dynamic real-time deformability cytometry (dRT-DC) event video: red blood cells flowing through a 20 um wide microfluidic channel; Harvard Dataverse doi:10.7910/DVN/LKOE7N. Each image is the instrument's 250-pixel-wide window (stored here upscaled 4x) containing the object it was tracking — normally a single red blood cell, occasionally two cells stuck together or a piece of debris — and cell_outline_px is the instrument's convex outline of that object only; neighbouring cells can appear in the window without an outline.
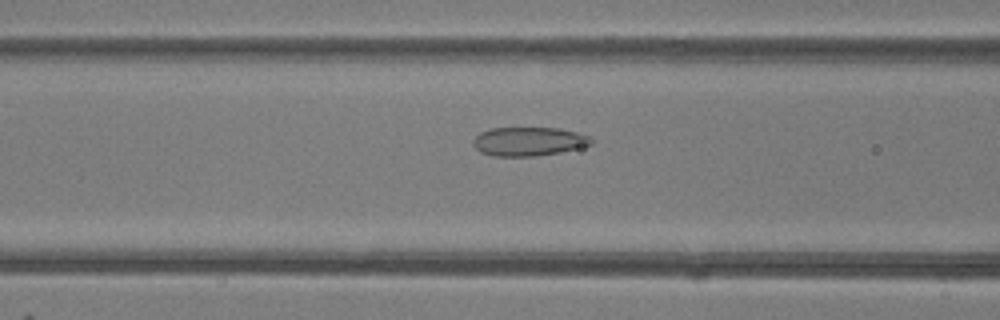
{"species": "common noctule bat (a hibernating species)", "species_latin": "Nyctalus noctula", "temperature_condition": "room temperature", "stored_images_in_passage": 49, "camera_frame_rate_fps": 3000, "um_per_image_px": 0.085, "animal": {"sex": "female"}, "frame": {"image": 1, "passage_image": 20, "time_ms": 6.333, "image_size_px": [1000, 320], "cell_outline_px": [[592, 144], [560, 152], [536, 156], [492, 156], [480, 152], [472, 144], [472, 140], [480, 132], [492, 128], [560, 128], [576, 132], [588, 136], [592, 140]], "centroid_in_image_um": [44.89, 12.02], "position_along_channel_um": 121.7, "area_um2": 19.77}}
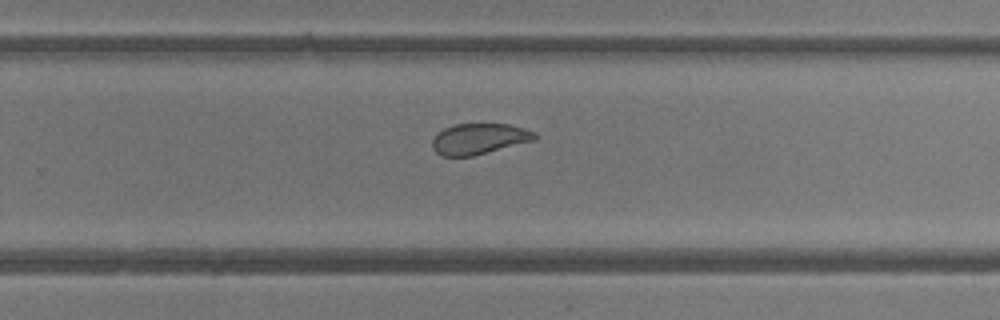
{"frame": {"image": 2, "passage_image": 32, "time_ms": 10.333, "image_size_px": [1000, 320], "cell_outline_px": [[536, 140], [472, 156], [440, 156], [432, 148], [432, 140], [444, 128], [456, 124], [508, 124], [524, 128], [536, 132]], "centroid_in_image_um": [40.74, 11.8], "position_along_channel_um": 289.1, "area_um2": 18.32}}
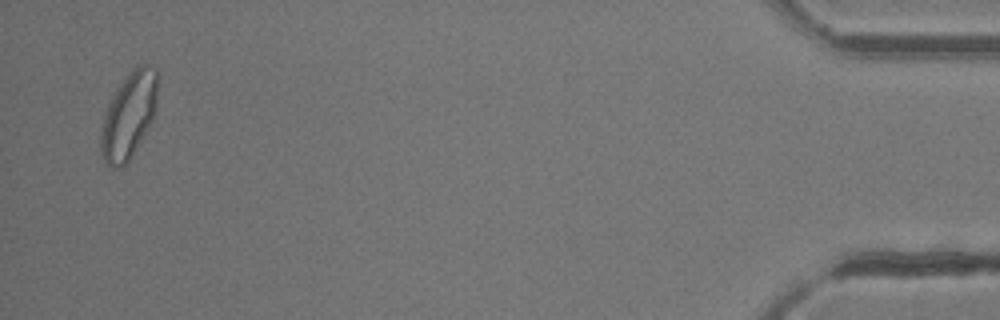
{"frame": {"image": 3, "passage_image": 48, "time_ms": 15.667, "image_size_px": [1000, 320], "cell_outline_px": [[156, 100], [152, 120], [128, 164], [120, 168], [112, 168], [104, 160], [100, 148], [100, 136], [104, 116], [108, 104], [116, 88], [136, 64], [152, 64], [156, 68]], "centroid_in_image_um": [10.93, 9.82], "position_along_channel_um": 424.3, "area_um2": 28.38}, "authors_computed_cell_mechanics": {"area_um2": 23.1778, "velocity_mm_per_s": 4.2039, "shape_relaxation_time_tau1_ms": 4.4185, "shape_relaxation_time_tau2_ms": 1.256, "deformation_change_tau1": 0.0983, "deformation_change_tau2": 0.0687}}